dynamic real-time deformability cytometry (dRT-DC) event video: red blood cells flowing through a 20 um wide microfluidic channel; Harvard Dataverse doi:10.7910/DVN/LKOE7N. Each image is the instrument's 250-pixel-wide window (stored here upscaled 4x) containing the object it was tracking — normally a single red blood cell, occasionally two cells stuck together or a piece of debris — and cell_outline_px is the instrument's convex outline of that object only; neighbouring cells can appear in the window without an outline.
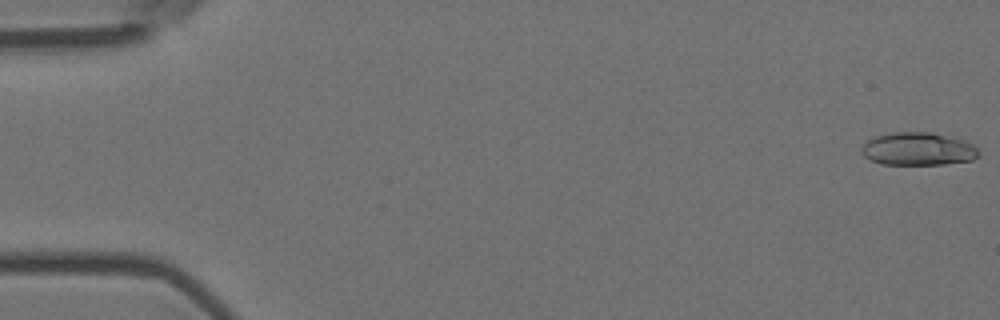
{"species": "Egyptian fruit bat (a non-hibernating species)", "species_latin": "Rousettus aegyptiacus", "temperature_condition": "room temperature", "stored_images_in_passage": 7, "camera_frame_rate_fps": 3000, "um_per_image_px": 0.085, "animal": {"sex": "female"}, "frame": {"image": 1, "passage_image": 1, "time_ms": 0.0, "image_size_px": [1000, 320], "cell_outline_px": [[980, 152], [972, 160], [944, 164], [880, 164], [864, 156], [860, 152], [860, 148], [872, 136], [892, 132], [932, 132], [968, 140]], "centroid_in_image_um": [78.02, 12.64], "position_along_channel_um": 7.0, "area_um2": 22.72}}
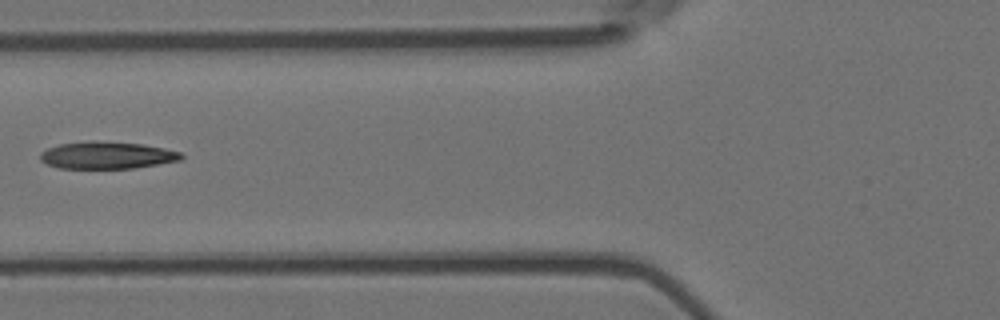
{"frame": {"image": 2, "passage_image": 6, "time_ms": 1.667, "image_size_px": [1000, 320], "cell_outline_px": [[184, 156], [180, 160], [132, 168], [60, 168], [48, 164], [40, 160], [40, 152], [48, 148], [60, 144], [92, 140], [144, 144], [164, 148], [180, 152]], "centroid_in_image_um": [9.08, 13.18], "position_along_channel_um": 116.7, "area_um2": 22.2}}
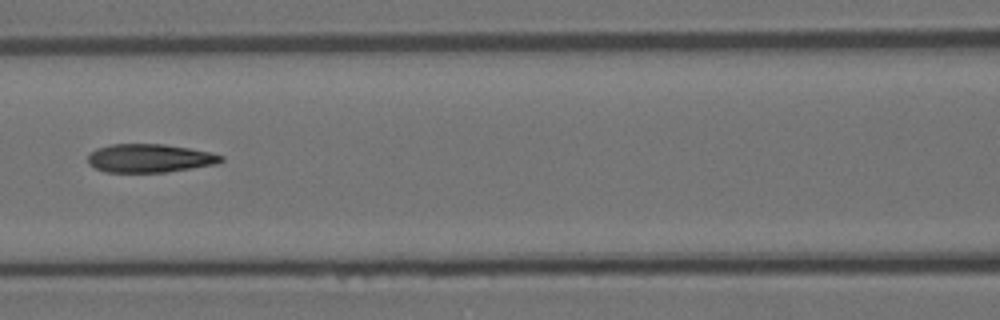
{"frame": {"image": 3, "passage_image": 7, "time_ms": 2.0, "image_size_px": [1000, 320], "cell_outline_px": [[224, 160], [216, 164], [168, 172], [104, 172], [88, 164], [88, 156], [96, 148], [112, 144], [164, 144], [212, 152], [224, 156]], "centroid_in_image_um": [12.74, 13.45], "position_along_channel_um": 153.9, "area_um2": 22.14}}